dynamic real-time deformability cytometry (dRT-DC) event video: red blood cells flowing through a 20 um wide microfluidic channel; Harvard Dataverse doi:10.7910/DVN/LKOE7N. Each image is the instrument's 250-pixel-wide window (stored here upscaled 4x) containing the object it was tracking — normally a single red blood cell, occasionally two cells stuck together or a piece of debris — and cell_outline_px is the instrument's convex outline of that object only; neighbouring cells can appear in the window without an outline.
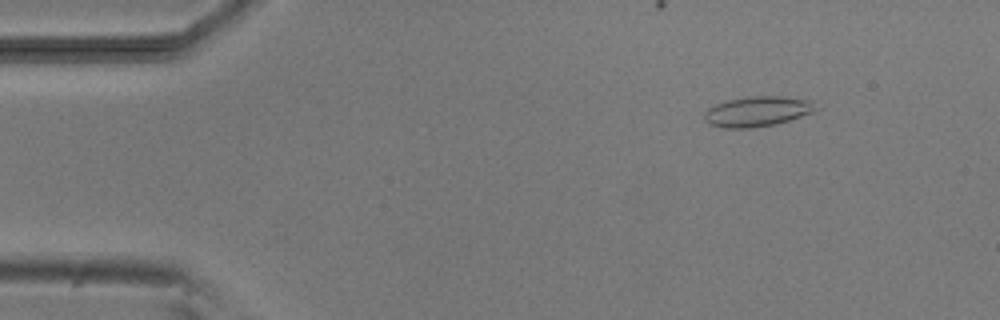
{"species": "common noctule bat (a hibernating species)", "species_latin": "Nyctalus noctula", "temperature_condition": "room temperature", "stored_images_in_passage": 53, "camera_frame_rate_fps": 3000, "um_per_image_px": 0.085, "animal": {"sex": "male", "body_mass_g": 20.5, "forearm_length_mm": 52.5}, "frame": {"image": 1, "passage_image": 6, "time_ms": 1.667, "image_size_px": [1000, 320], "cell_outline_px": [[820, 108], [812, 112], [776, 124], [748, 128], [724, 128], [712, 124], [704, 120], [704, 112], [708, 108], [716, 104], [728, 100], [748, 96], [780, 96], [812, 100]], "centroid_in_image_um": [64.39, 9.46], "position_along_channel_um": 20.6, "area_um2": 19.54}}
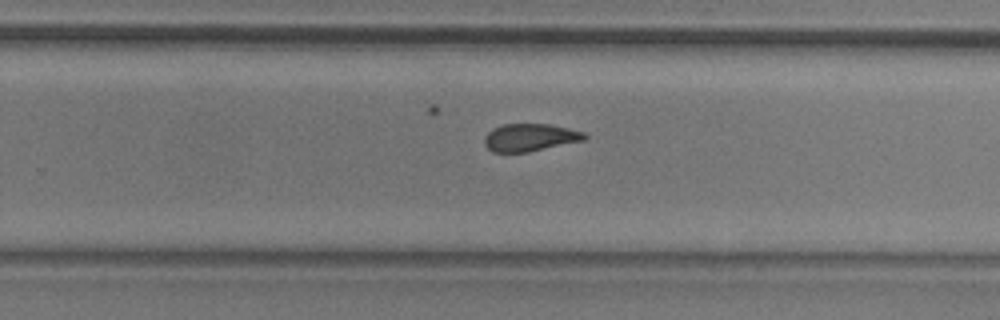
{"frame": {"image": 2, "passage_image": 33, "time_ms": 10.667, "image_size_px": [1000, 320], "cell_outline_px": [[588, 136], [584, 140], [528, 152], [492, 152], [484, 144], [484, 136], [492, 128], [504, 124], [548, 124], [568, 128], [584, 132]], "centroid_in_image_um": [45.03, 11.68], "position_along_channel_um": 284.8, "area_um2": 16.07}}
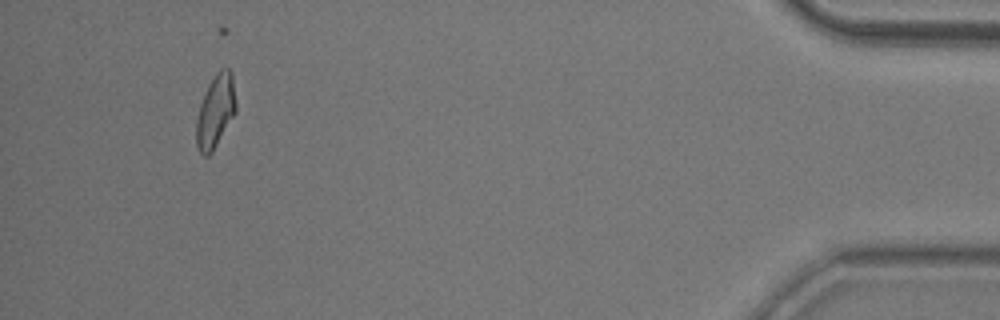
{"frame": {"image": 3, "passage_image": 49, "time_ms": 16.0, "image_size_px": [1000, 320], "cell_outline_px": [[236, 112], [212, 152], [208, 156], [204, 156], [200, 152], [196, 144], [196, 120], [200, 104], [208, 84], [216, 72], [220, 68], [228, 68], [232, 72], [236, 104]], "centroid_in_image_um": [18.32, 9.44], "position_along_channel_um": 416.9, "area_um2": 16.88}, "authors_computed_cell_mechanics": {"area_um2": 16.9932, "velocity_mm_per_s": 3.8101, "shape_relaxation_time_tau1_ms": null, "shape_relaxation_time_tau2_ms": 2.3777, "deformation_change_tau1": null, "deformation_change_tau2": 0.0832}}